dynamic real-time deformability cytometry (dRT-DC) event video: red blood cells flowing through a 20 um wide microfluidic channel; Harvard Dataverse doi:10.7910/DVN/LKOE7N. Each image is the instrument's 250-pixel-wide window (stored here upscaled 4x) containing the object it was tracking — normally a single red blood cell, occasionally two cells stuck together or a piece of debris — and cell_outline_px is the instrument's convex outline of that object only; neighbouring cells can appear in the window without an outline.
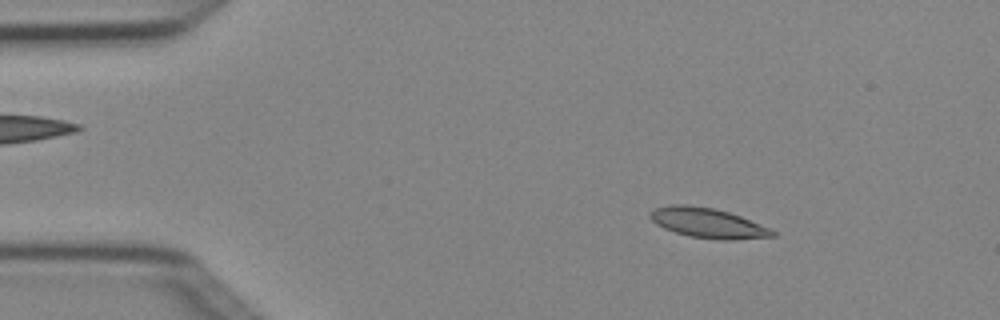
{"species": "Egyptian fruit bat (a non-hibernating species)", "species_latin": "Rousettus aegyptiacus", "temperature_condition": "cold", "stored_images_in_passage": 3, "camera_frame_rate_fps": 3000, "um_per_image_px": 0.085, "animal": {"sex": "female"}, "frame": {"image": 1, "passage_image": 2, "time_ms": 0.333, "image_size_px": [1000, 320], "cell_outline_px": [[776, 236], [732, 240], [720, 240], [688, 236], [664, 228], [656, 224], [648, 216], [648, 212], [656, 208], [672, 204], [684, 204], [716, 208], [740, 216], [768, 228], [776, 232]], "centroid_in_image_um": [60.13, 18.95], "position_along_channel_um": 24.9, "area_um2": 21.27}}